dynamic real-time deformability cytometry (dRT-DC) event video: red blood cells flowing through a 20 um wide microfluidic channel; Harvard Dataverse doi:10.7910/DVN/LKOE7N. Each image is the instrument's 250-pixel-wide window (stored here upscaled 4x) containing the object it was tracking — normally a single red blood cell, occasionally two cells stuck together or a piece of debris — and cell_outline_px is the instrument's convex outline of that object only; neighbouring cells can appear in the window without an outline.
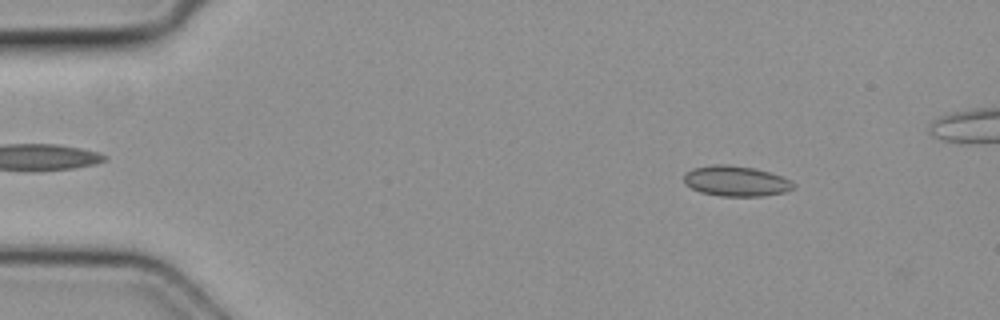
{"species": "common noctule bat (a hibernating species)", "species_latin": "Nyctalus noctula", "temperature_condition": "cold", "stored_images_in_passage": 13, "camera_frame_rate_fps": 3000, "um_per_image_px": 0.085, "animal": {"sex": "female", "body_mass_g": 19.3, "forearm_length_mm": 54.1}, "frame": {"image": 1, "passage_image": 4, "time_ms": 1.0, "image_size_px": [1000, 320], "cell_outline_px": [[796, 188], [784, 192], [764, 196], [720, 196], [700, 192], [684, 184], [684, 172], [692, 168], [716, 164], [728, 164], [756, 168], [780, 176], [796, 184]], "centroid_in_image_um": [62.53, 15.39], "position_along_channel_um": 22.5, "area_um2": 19.54}}